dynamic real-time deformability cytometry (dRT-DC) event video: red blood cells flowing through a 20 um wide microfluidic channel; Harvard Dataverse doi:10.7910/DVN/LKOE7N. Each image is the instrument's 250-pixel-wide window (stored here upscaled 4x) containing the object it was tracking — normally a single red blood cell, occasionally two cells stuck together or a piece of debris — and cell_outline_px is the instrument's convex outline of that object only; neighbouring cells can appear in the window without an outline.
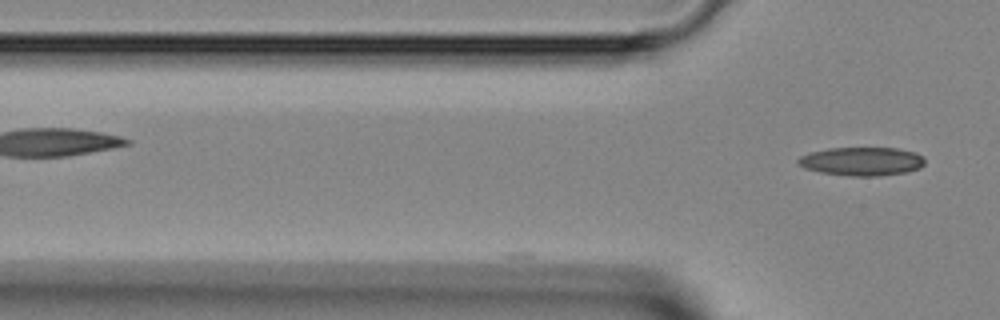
{"species": "Egyptian fruit bat (a non-hibernating species)", "species_latin": "Rousettus aegyptiacus", "temperature_condition": "room temperature", "stored_images_in_passage": 3, "camera_frame_rate_fps": 3000, "um_per_image_px": 0.085, "animal": {"sex": "female"}, "frame": {"image": 1, "passage_image": 3, "time_ms": 0.667, "image_size_px": [1000, 320], "cell_outline_px": [[924, 164], [920, 168], [904, 172], [880, 176], [852, 176], [820, 172], [804, 168], [796, 160], [800, 156], [812, 152], [828, 148], [896, 148], [916, 152], [924, 156]], "centroid_in_image_um": [73.27, 13.71], "position_along_channel_um": 52.5, "area_um2": 21.04}}